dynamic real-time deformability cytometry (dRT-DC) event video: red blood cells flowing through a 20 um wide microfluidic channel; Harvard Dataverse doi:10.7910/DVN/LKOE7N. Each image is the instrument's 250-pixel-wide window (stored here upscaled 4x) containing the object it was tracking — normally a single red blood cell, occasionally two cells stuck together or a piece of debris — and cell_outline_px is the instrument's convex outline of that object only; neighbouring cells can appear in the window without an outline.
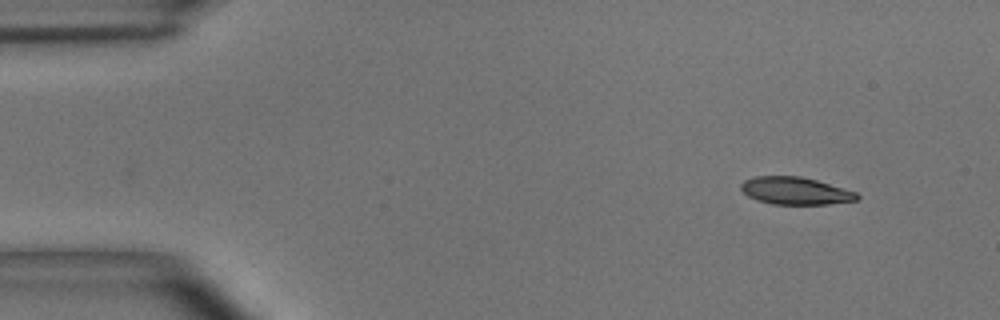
{"species": "common noctule bat (a hibernating species)", "species_latin": "Nyctalus noctula", "temperature_condition": "room temperature", "stored_images_in_passage": 10, "camera_frame_rate_fps": 3000, "um_per_image_px": 0.085, "animal": {"sex": "male", "body_mass_g": 15.6}, "frame": {"image": 1, "passage_image": 1, "time_ms": 0.0, "image_size_px": [1000, 320], "cell_outline_px": [[860, 196], [856, 200], [828, 204], [772, 204], [756, 200], [748, 196], [740, 188], [740, 184], [744, 180], [756, 176], [800, 176], [816, 180], [844, 188], [856, 192]], "centroid_in_image_um": [67.58, 16.22], "position_along_channel_um": 17.4, "area_um2": 18.5}}